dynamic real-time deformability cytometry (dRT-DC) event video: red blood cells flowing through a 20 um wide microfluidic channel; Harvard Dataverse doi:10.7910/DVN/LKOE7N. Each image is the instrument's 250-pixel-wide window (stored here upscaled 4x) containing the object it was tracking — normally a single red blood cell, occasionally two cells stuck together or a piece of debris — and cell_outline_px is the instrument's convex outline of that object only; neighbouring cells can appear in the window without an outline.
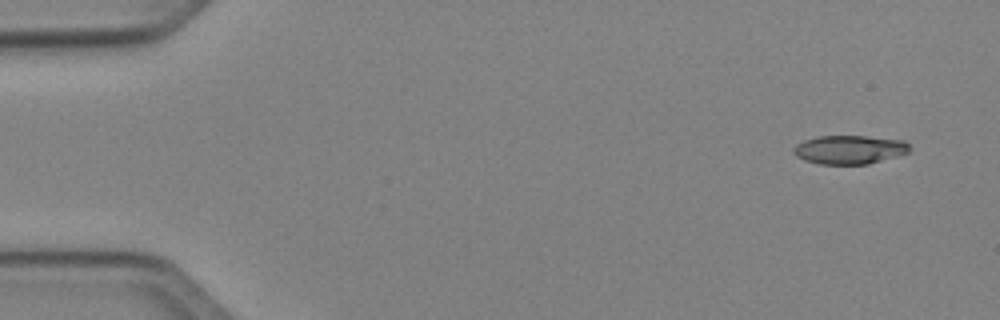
{"species": "Egyptian fruit bat (a non-hibernating species)", "species_latin": "Rousettus aegyptiacus", "temperature_condition": "cold", "stored_images_in_passage": 5, "camera_frame_rate_fps": 3000, "um_per_image_px": 0.085, "animal": {"sex": "female"}, "frame": {"image": 1, "passage_image": 1, "time_ms": 0.0, "image_size_px": [1000, 320], "cell_outline_px": [[912, 148], [908, 152], [868, 164], [820, 164], [804, 160], [796, 156], [792, 152], [792, 148], [796, 144], [804, 140], [816, 136], [864, 136], [904, 140]], "centroid_in_image_um": [72.16, 12.71], "position_along_channel_um": 12.8, "area_um2": 19.42}}